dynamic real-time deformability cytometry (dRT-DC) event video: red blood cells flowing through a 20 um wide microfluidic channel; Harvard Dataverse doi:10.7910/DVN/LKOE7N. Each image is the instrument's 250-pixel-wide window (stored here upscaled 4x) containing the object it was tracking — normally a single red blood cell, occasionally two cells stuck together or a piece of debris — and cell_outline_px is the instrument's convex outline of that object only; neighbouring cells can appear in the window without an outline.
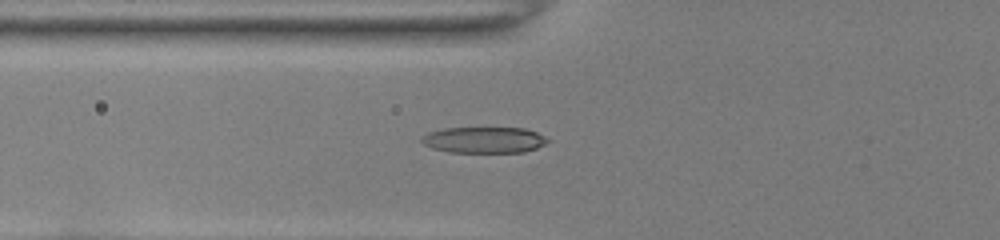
{"species": "common noctule bat (a hibernating species)", "species_latin": "Nyctalus noctula", "temperature_condition": "room temperature", "stored_images_in_passage": 42, "camera_frame_rate_fps": 3000, "um_per_image_px": 0.085, "animal": {"sex": "female", "body_mass_g": 22.0, "forearm_length_mm": 56.7}, "frame": {"image": 1, "passage_image": 11, "time_ms": 3.333, "image_size_px": [1000, 240], "cell_outline_px": [[552, 140], [536, 148], [524, 152], [452, 152], [432, 148], [424, 144], [420, 140], [428, 132], [444, 128], [524, 128], [536, 132]], "centroid_in_image_um": [41.17, 11.89], "position_along_channel_um": 84.6, "area_um2": 19.07}}
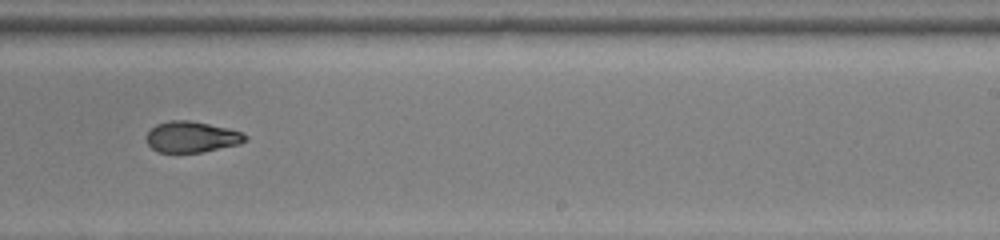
{"frame": {"image": 2, "passage_image": 25, "time_ms": 8.0, "image_size_px": [1000, 240], "cell_outline_px": [[248, 140], [240, 144], [200, 152], [160, 152], [152, 148], [148, 144], [148, 132], [156, 124], [172, 120], [188, 120], [228, 128], [240, 132], [248, 136]], "centroid_in_image_um": [16.32, 11.63], "position_along_channel_um": 272.7, "area_um2": 17.57}}
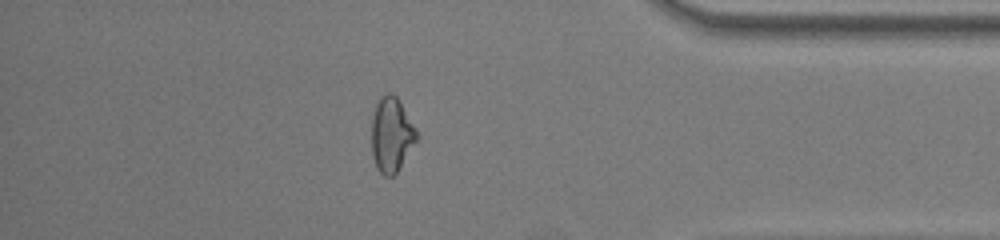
{"frame": {"image": 3, "passage_image": 36, "time_ms": 11.667, "image_size_px": [1000, 240], "cell_outline_px": [[420, 136], [396, 172], [392, 176], [384, 176], [376, 168], [372, 156], [372, 116], [376, 104], [380, 96], [388, 92], [392, 92], [396, 96], [416, 128]], "centroid_in_image_um": [33.27, 11.43], "position_along_channel_um": 401.9, "area_um2": 19.65}, "authors_computed_cell_mechanics": {"area_um2": 18.785, "velocity_mm_per_s": 4.0354, "shape_relaxation_time_tau1_ms": 9.9199, "shape_relaxation_time_tau2_ms": 2.8729, "deformation_change_tau1": 0.306, "deformation_change_tau2": 0.0857}}